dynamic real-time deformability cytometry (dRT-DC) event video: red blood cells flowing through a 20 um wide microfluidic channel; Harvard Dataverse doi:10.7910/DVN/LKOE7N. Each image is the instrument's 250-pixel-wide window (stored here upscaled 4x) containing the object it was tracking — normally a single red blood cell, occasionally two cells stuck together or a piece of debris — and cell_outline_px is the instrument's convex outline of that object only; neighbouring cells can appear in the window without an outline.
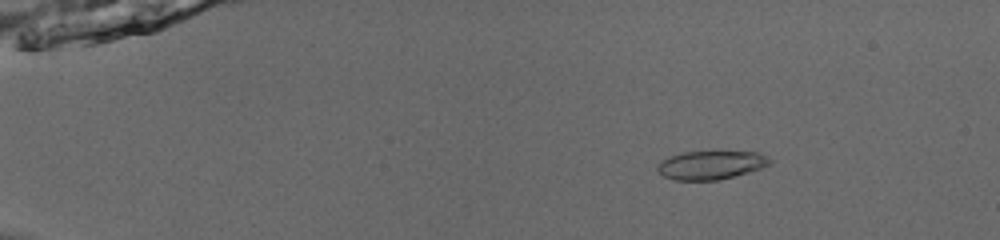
{"species": "common noctule bat (a hibernating species)", "species_latin": "Nyctalus noctula", "temperature_condition": "room temperature", "stored_images_in_passage": 55, "camera_frame_rate_fps": 3000, "um_per_image_px": 0.085, "animal": {"sex": "male", "body_mass_g": 13.0, "forearm_length_mm": 53.1}, "frame": {"image": 1, "passage_image": 10, "time_ms": 3.0, "image_size_px": [1000, 240], "cell_outline_px": [[772, 160], [768, 164], [760, 168], [748, 172], [716, 180], [672, 180], [656, 172], [656, 164], [660, 160], [684, 152], [760, 152], [768, 156]], "centroid_in_image_um": [60.37, 14.03], "position_along_channel_um": 24.6, "area_um2": 18.61}}
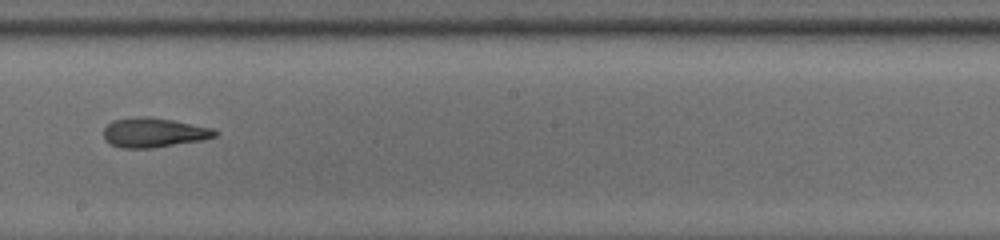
{"frame": {"image": 2, "passage_image": 34, "time_ms": 11.0, "image_size_px": [1000, 240], "cell_outline_px": [[220, 132], [216, 136], [204, 140], [152, 148], [120, 148], [104, 140], [104, 128], [112, 120], [144, 116], [148, 116], [172, 120], [212, 128]], "centroid_in_image_um": [13.08, 11.27], "position_along_channel_um": 235.1, "area_um2": 19.19}}
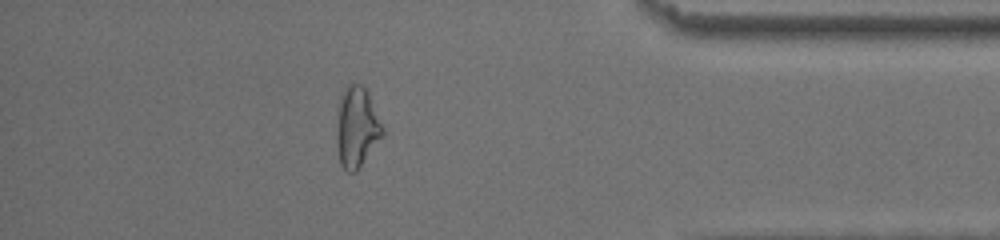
{"frame": {"image": 3, "passage_image": 49, "time_ms": 16.0, "image_size_px": [1000, 240], "cell_outline_px": [[384, 136], [360, 168], [356, 172], [348, 172], [340, 164], [336, 140], [336, 124], [340, 96], [344, 88], [348, 84], [360, 84], [368, 92], [384, 128]], "centroid_in_image_um": [30.33, 10.84], "position_along_channel_um": 404.9, "area_um2": 21.91}, "authors_computed_cell_mechanics": {"area_um2": 19.4208, "velocity_mm_per_s": 3.8726, "shape_relaxation_time_tau1_ms": 7.1838, "shape_relaxation_time_tau2_ms": 1.8514, "deformation_change_tau1": 0.2134, "deformation_change_tau2": 0.1095}}